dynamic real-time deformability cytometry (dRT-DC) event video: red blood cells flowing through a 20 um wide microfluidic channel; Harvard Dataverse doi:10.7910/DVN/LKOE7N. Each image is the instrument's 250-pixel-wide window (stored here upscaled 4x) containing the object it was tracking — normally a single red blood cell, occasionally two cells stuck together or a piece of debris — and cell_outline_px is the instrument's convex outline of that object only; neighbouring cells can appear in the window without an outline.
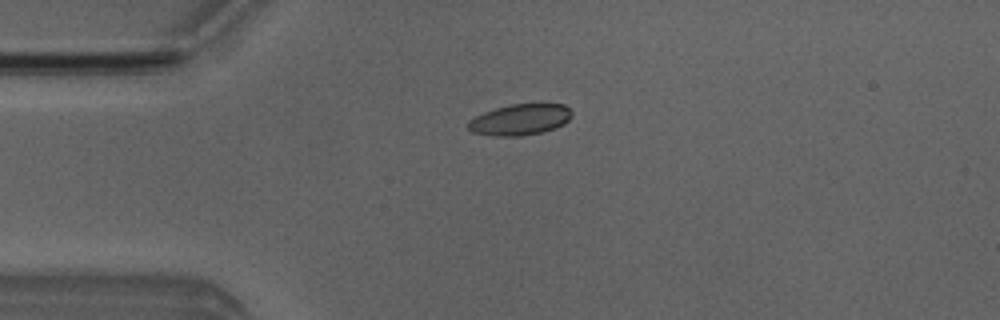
{"species": "Egyptian fruit bat (a non-hibernating species)", "species_latin": "Rousettus aegyptiacus", "temperature_condition": "room temperature", "stored_images_in_passage": 5, "camera_frame_rate_fps": 3000, "um_per_image_px": 0.085, "animal": {"sex": "male"}, "frame": {"image": 1, "passage_image": 4, "time_ms": 3.667, "image_size_px": [1000, 320], "cell_outline_px": [[572, 116], [564, 124], [556, 128], [544, 132], [520, 136], [492, 136], [472, 132], [468, 128], [468, 120], [484, 112], [496, 108], [512, 104], [564, 104], [572, 112]], "centroid_in_image_um": [44.21, 10.18], "position_along_channel_um": 40.8, "area_um2": 18.84}}